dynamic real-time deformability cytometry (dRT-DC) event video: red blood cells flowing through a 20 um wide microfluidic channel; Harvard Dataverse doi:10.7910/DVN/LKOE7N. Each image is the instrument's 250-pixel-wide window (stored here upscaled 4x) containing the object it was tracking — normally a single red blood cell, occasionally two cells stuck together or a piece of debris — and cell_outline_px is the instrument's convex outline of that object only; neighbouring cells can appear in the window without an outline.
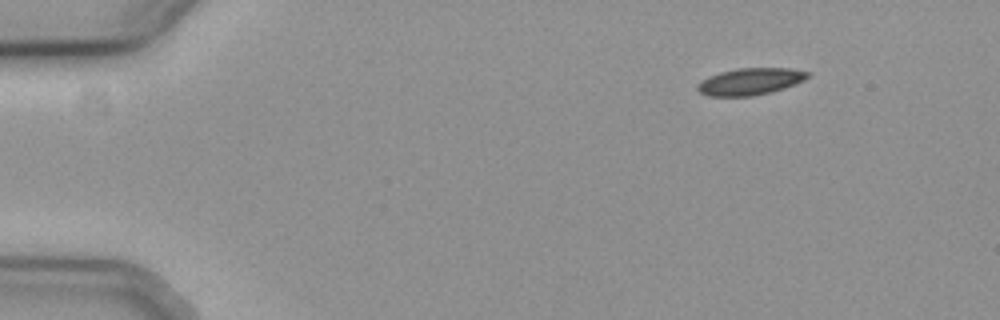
{"species": "common noctule bat (a hibernating species)", "species_latin": "Nyctalus noctula", "temperature_condition": "cold", "stored_images_in_passage": 50, "camera_frame_rate_fps": 3000, "um_per_image_px": 0.085, "animal": {"sex": "female", "body_mass_g": 19.3, "forearm_length_mm": 54.1}, "frame": {"image": 1, "passage_image": 1, "time_ms": 0.0, "image_size_px": [1000, 320], "cell_outline_px": [[812, 72], [804, 80], [784, 88], [752, 96], [708, 96], [700, 92], [696, 88], [708, 76], [720, 72], [736, 68], [792, 68]], "centroid_in_image_um": [63.8, 6.91], "position_along_channel_um": 21.2, "area_um2": 17.11}}
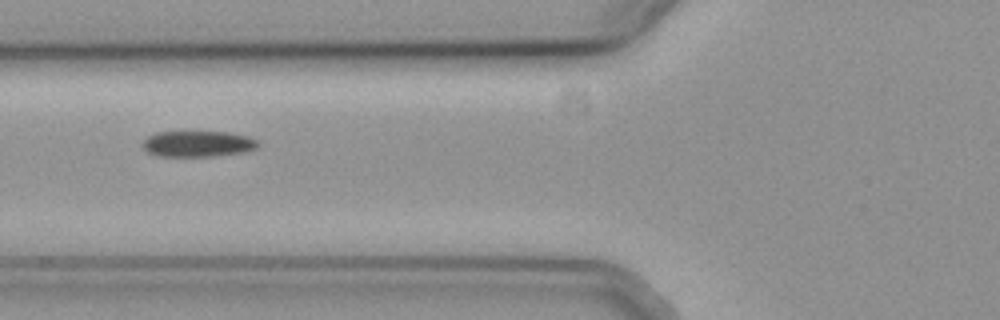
{"frame": {"image": 2, "passage_image": 16, "time_ms": 5.0, "image_size_px": [1000, 320], "cell_outline_px": [[260, 144], [256, 148], [244, 152], [212, 156], [156, 156], [148, 152], [144, 148], [144, 140], [148, 136], [156, 132], [184, 128], [228, 132], [248, 136], [256, 140]], "centroid_in_image_um": [16.79, 12.16], "position_along_channel_um": 109.0, "area_um2": 18.38}}
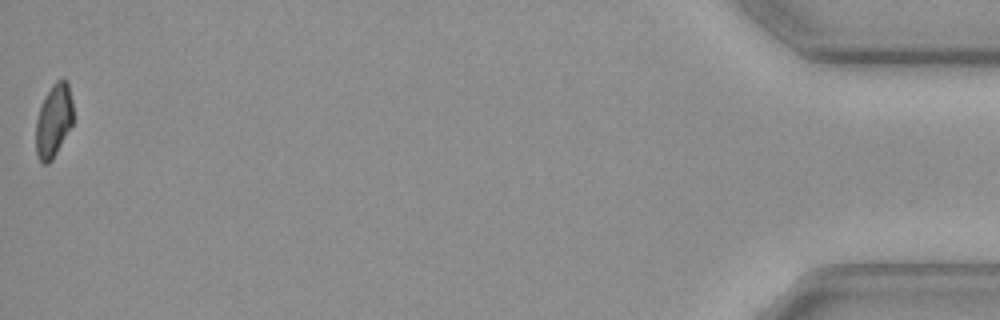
{"frame": {"image": 3, "passage_image": 50, "time_ms": 16.333, "image_size_px": [1000, 320], "cell_outline_px": [[72, 124], [52, 160], [48, 164], [44, 164], [40, 160], [36, 152], [36, 120], [44, 96], [52, 84], [56, 80], [68, 80], [72, 100]], "centroid_in_image_um": [4.55, 10.23], "position_along_channel_um": 430.6, "area_um2": 15.78}, "authors_computed_cell_mechanics": {"area_um2": 17.629, "velocity_mm_per_s": 3.7099, "shape_relaxation_time_tau1_ms": 4.3674, "shape_relaxation_time_tau2_ms": null, "deformation_change_tau1": 0.0953, "deformation_change_tau2": null}}